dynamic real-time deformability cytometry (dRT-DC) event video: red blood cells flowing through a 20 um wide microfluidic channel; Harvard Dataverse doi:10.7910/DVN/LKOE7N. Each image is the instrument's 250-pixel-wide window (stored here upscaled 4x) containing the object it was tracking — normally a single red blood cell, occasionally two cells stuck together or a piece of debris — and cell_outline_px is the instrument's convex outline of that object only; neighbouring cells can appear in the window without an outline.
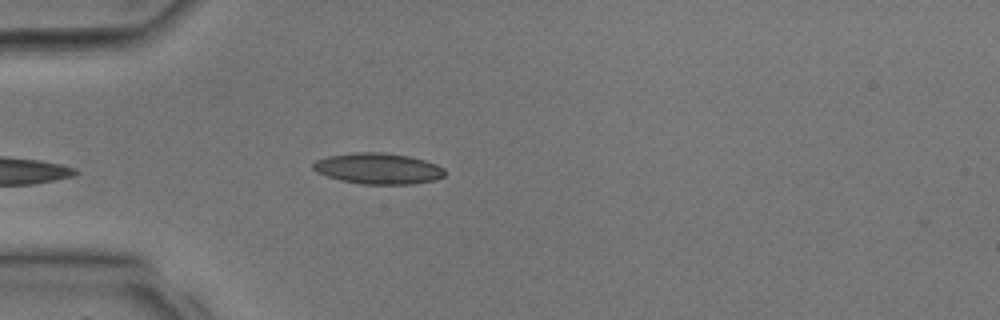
{"species": "common noctule bat (a hibernating species)", "species_latin": "Nyctalus noctula", "temperature_condition": "room temperature", "stored_images_in_passage": 24, "camera_frame_rate_fps": 3000, "um_per_image_px": 0.085, "animal": {"sex": "male", "body_mass_g": 17.9, "forearm_length_mm": 54.2}, "frame": {"image": 1, "passage_image": 1, "time_ms": 0.0, "image_size_px": [1000, 320], "cell_outline_px": [[448, 172], [444, 176], [436, 180], [412, 184], [360, 184], [340, 180], [316, 172], [312, 168], [312, 164], [316, 160], [328, 156], [352, 152], [384, 152], [408, 156], [424, 160], [436, 164], [444, 168]], "centroid_in_image_um": [32.16, 14.32], "position_along_channel_um": 52.8, "area_um2": 23.99}}
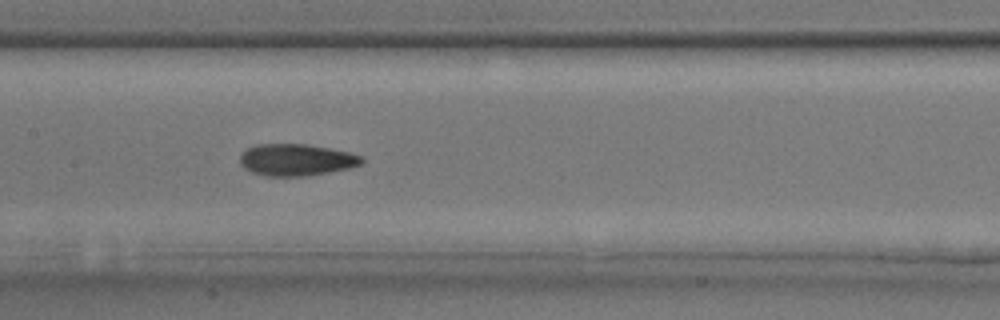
{"frame": {"image": 2, "passage_image": 8, "time_ms": 2.333, "image_size_px": [1000, 320], "cell_outline_px": [[364, 164], [348, 168], [328, 172], [304, 176], [268, 176], [252, 172], [244, 168], [240, 164], [240, 152], [256, 144], [308, 144], [348, 152], [364, 156]], "centroid_in_image_um": [25.18, 13.58], "position_along_channel_um": 182.2, "area_um2": 22.66}}
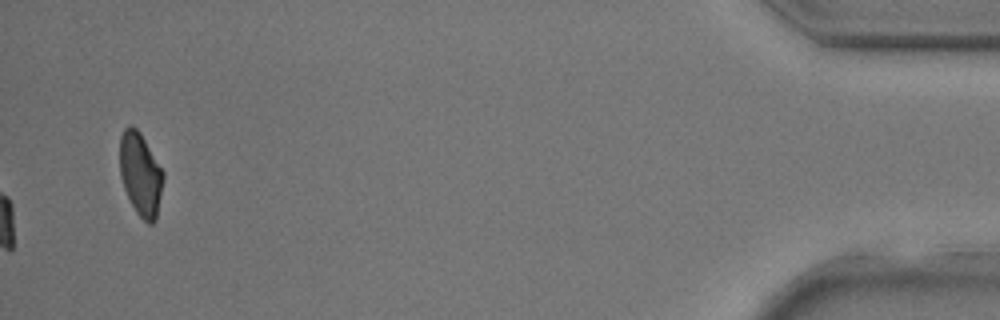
{"frame": {"image": 3, "passage_image": 24, "time_ms": 7.667, "image_size_px": [1000, 320], "cell_outline_px": [[164, 180], [156, 220], [152, 224], [148, 224], [136, 212], [124, 188], [120, 176], [120, 136], [124, 128], [128, 124], [132, 124], [140, 132], [164, 172]], "centroid_in_image_um": [11.95, 14.79], "position_along_channel_um": 423.3, "area_um2": 21.15}}